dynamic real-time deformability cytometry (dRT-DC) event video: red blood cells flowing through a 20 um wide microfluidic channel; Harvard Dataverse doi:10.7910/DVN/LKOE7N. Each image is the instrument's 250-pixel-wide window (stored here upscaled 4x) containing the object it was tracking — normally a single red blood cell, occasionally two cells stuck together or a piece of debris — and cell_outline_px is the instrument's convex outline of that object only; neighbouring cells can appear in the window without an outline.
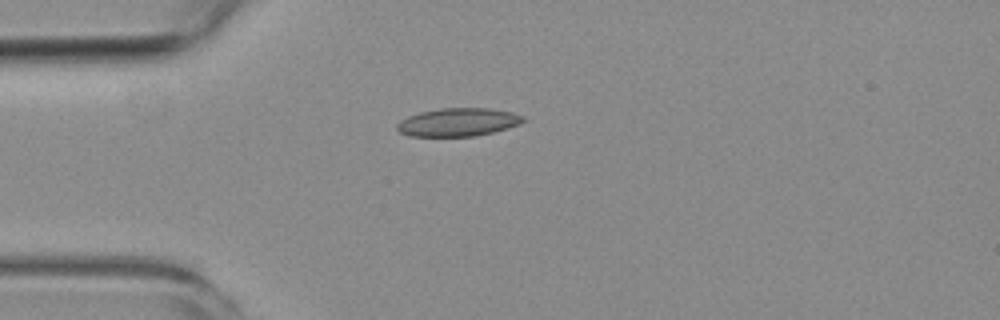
{"species": "common noctule bat (a hibernating species)", "species_latin": "Nyctalus noctula", "temperature_condition": "room temperature", "stored_images_in_passage": 3, "camera_frame_rate_fps": 3000, "um_per_image_px": 0.085, "animal": {"sex": "female", "body_mass_g": 19.3, "forearm_length_mm": 54.1}, "frame": {"image": 1, "passage_image": 3, "time_ms": 3.333, "image_size_px": [1000, 320], "cell_outline_px": [[524, 120], [520, 124], [492, 132], [476, 136], [408, 136], [400, 132], [396, 128], [396, 124], [400, 120], [408, 116], [420, 112], [440, 108], [488, 108], [512, 112], [524, 116]], "centroid_in_image_um": [38.91, 10.38], "position_along_channel_um": 46.1, "area_um2": 20.69}}